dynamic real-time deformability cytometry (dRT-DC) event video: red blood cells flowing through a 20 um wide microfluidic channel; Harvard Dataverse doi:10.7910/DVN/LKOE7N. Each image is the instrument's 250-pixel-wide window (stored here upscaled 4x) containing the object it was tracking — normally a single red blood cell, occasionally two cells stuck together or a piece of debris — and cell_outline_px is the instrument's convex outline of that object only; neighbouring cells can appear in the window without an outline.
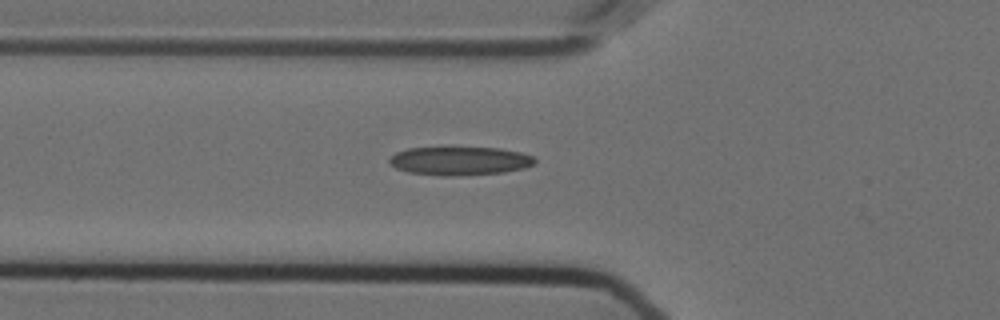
{"species": "Egyptian fruit bat (a non-hibernating species)", "species_latin": "Rousettus aegyptiacus", "temperature_condition": "cold", "stored_images_in_passage": 11, "camera_frame_rate_fps": 3000, "um_per_image_px": 0.085, "animal": {"sex": "female"}, "frame": {"image": 1, "passage_image": 7, "time_ms": 2.0, "image_size_px": [1000, 320], "cell_outline_px": [[536, 164], [524, 168], [504, 172], [456, 176], [440, 176], [408, 172], [396, 168], [388, 164], [388, 156], [396, 152], [408, 148], [500, 148], [520, 152], [532, 156], [536, 160]], "centroid_in_image_um": [39.04, 13.68], "position_along_channel_um": 86.8, "area_um2": 24.33}}
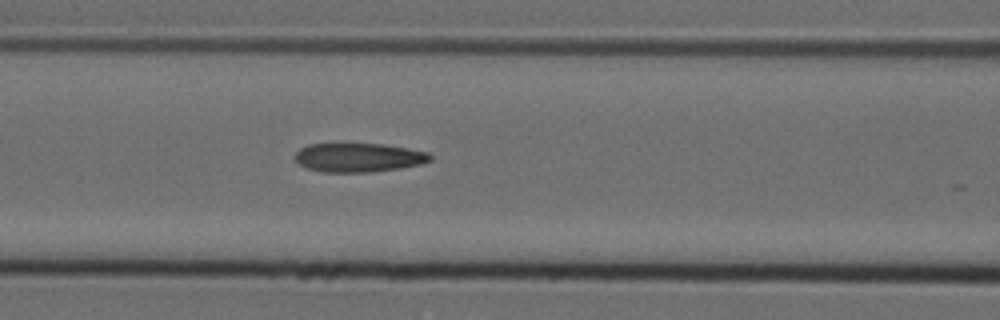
{"frame": {"image": 2, "passage_image": 11, "time_ms": 3.333, "image_size_px": [1000, 320], "cell_outline_px": [[432, 160], [420, 164], [400, 168], [372, 172], [320, 172], [308, 168], [300, 164], [296, 160], [296, 152], [300, 148], [308, 144], [384, 144], [408, 148], [428, 152], [432, 156]], "centroid_in_image_um": [30.5, 13.39], "position_along_channel_um": 136.1, "area_um2": 22.77}}